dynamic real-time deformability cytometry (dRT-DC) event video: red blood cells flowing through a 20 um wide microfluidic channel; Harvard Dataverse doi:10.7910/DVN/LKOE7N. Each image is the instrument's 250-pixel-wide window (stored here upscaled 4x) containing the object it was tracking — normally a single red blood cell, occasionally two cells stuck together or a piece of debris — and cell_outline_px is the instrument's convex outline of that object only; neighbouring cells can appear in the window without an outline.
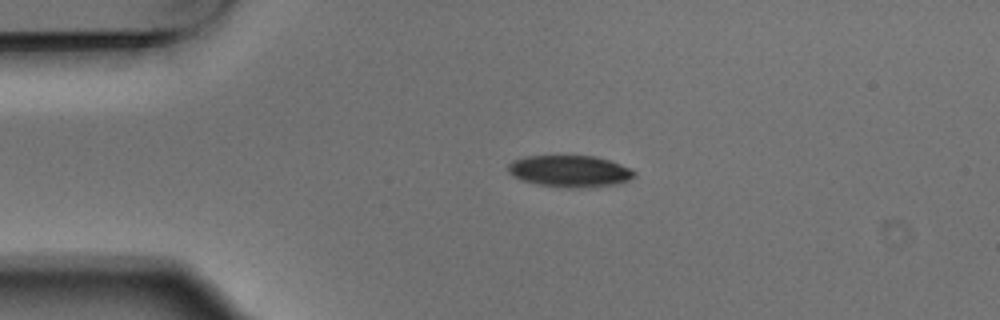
{"species": "Egyptian fruit bat (a non-hibernating species)", "species_latin": "Rousettus aegyptiacus", "temperature_condition": "warm", "stored_images_in_passage": 2, "camera_frame_rate_fps": 3000, "um_per_image_px": 0.085, "animal": {"sex": "male"}, "frame": {"image": 1, "passage_image": 1, "time_ms": 0.0, "image_size_px": [1000, 320], "cell_outline_px": [[636, 176], [628, 180], [612, 184], [576, 188], [568, 188], [540, 184], [524, 180], [508, 172], [508, 164], [512, 160], [524, 156], [596, 156], [632, 168], [636, 172]], "centroid_in_image_um": [48.45, 14.53], "position_along_channel_um": 36.6, "area_um2": 23.0}}